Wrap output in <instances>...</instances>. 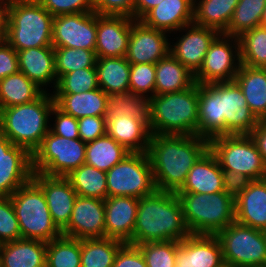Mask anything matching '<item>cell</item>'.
<instances>
[{
    "instance_id": "obj_1",
    "label": "cell",
    "mask_w": 266,
    "mask_h": 267,
    "mask_svg": "<svg viewBox=\"0 0 266 267\" xmlns=\"http://www.w3.org/2000/svg\"><path fill=\"white\" fill-rule=\"evenodd\" d=\"M208 149L209 140L198 135L152 134L146 153L156 189L177 192Z\"/></svg>"
},
{
    "instance_id": "obj_2",
    "label": "cell",
    "mask_w": 266,
    "mask_h": 267,
    "mask_svg": "<svg viewBox=\"0 0 266 267\" xmlns=\"http://www.w3.org/2000/svg\"><path fill=\"white\" fill-rule=\"evenodd\" d=\"M190 232L176 192L156 190L139 198L133 245L157 241H181Z\"/></svg>"
},
{
    "instance_id": "obj_3",
    "label": "cell",
    "mask_w": 266,
    "mask_h": 267,
    "mask_svg": "<svg viewBox=\"0 0 266 267\" xmlns=\"http://www.w3.org/2000/svg\"><path fill=\"white\" fill-rule=\"evenodd\" d=\"M44 91L32 102L0 110V132L31 155L49 132V117L55 105L53 94Z\"/></svg>"
},
{
    "instance_id": "obj_4",
    "label": "cell",
    "mask_w": 266,
    "mask_h": 267,
    "mask_svg": "<svg viewBox=\"0 0 266 267\" xmlns=\"http://www.w3.org/2000/svg\"><path fill=\"white\" fill-rule=\"evenodd\" d=\"M198 84L149 98L151 134L198 135Z\"/></svg>"
},
{
    "instance_id": "obj_5",
    "label": "cell",
    "mask_w": 266,
    "mask_h": 267,
    "mask_svg": "<svg viewBox=\"0 0 266 267\" xmlns=\"http://www.w3.org/2000/svg\"><path fill=\"white\" fill-rule=\"evenodd\" d=\"M54 16L37 0H11L5 20V40L18 52L52 46Z\"/></svg>"
},
{
    "instance_id": "obj_6",
    "label": "cell",
    "mask_w": 266,
    "mask_h": 267,
    "mask_svg": "<svg viewBox=\"0 0 266 267\" xmlns=\"http://www.w3.org/2000/svg\"><path fill=\"white\" fill-rule=\"evenodd\" d=\"M176 194L190 234L216 235L235 221V200L223 191Z\"/></svg>"
},
{
    "instance_id": "obj_7",
    "label": "cell",
    "mask_w": 266,
    "mask_h": 267,
    "mask_svg": "<svg viewBox=\"0 0 266 267\" xmlns=\"http://www.w3.org/2000/svg\"><path fill=\"white\" fill-rule=\"evenodd\" d=\"M10 197L22 238L50 242L62 235L52 221L42 189L32 179Z\"/></svg>"
},
{
    "instance_id": "obj_8",
    "label": "cell",
    "mask_w": 266,
    "mask_h": 267,
    "mask_svg": "<svg viewBox=\"0 0 266 267\" xmlns=\"http://www.w3.org/2000/svg\"><path fill=\"white\" fill-rule=\"evenodd\" d=\"M209 149L222 170L240 172L252 180L266 178V164L250 134L216 136L209 140Z\"/></svg>"
},
{
    "instance_id": "obj_9",
    "label": "cell",
    "mask_w": 266,
    "mask_h": 267,
    "mask_svg": "<svg viewBox=\"0 0 266 267\" xmlns=\"http://www.w3.org/2000/svg\"><path fill=\"white\" fill-rule=\"evenodd\" d=\"M86 143L80 138L68 139L50 130L32 154L33 172L66 177L85 163Z\"/></svg>"
},
{
    "instance_id": "obj_10",
    "label": "cell",
    "mask_w": 266,
    "mask_h": 267,
    "mask_svg": "<svg viewBox=\"0 0 266 267\" xmlns=\"http://www.w3.org/2000/svg\"><path fill=\"white\" fill-rule=\"evenodd\" d=\"M216 236L226 267H266V237L262 230L234 221Z\"/></svg>"
},
{
    "instance_id": "obj_11",
    "label": "cell",
    "mask_w": 266,
    "mask_h": 267,
    "mask_svg": "<svg viewBox=\"0 0 266 267\" xmlns=\"http://www.w3.org/2000/svg\"><path fill=\"white\" fill-rule=\"evenodd\" d=\"M108 197L142 198L157 189L146 152H131L106 172Z\"/></svg>"
},
{
    "instance_id": "obj_12",
    "label": "cell",
    "mask_w": 266,
    "mask_h": 267,
    "mask_svg": "<svg viewBox=\"0 0 266 267\" xmlns=\"http://www.w3.org/2000/svg\"><path fill=\"white\" fill-rule=\"evenodd\" d=\"M231 39H234L233 43L235 44L233 45L235 46L230 44L233 41ZM232 47L235 49V52L232 50ZM235 60L237 62H235ZM240 65L239 37L220 33L211 43L204 57L202 66L194 74L195 82L197 84H204L234 81Z\"/></svg>"
},
{
    "instance_id": "obj_13",
    "label": "cell",
    "mask_w": 266,
    "mask_h": 267,
    "mask_svg": "<svg viewBox=\"0 0 266 267\" xmlns=\"http://www.w3.org/2000/svg\"><path fill=\"white\" fill-rule=\"evenodd\" d=\"M97 13L59 15L53 18L52 46L95 50Z\"/></svg>"
},
{
    "instance_id": "obj_14",
    "label": "cell",
    "mask_w": 266,
    "mask_h": 267,
    "mask_svg": "<svg viewBox=\"0 0 266 267\" xmlns=\"http://www.w3.org/2000/svg\"><path fill=\"white\" fill-rule=\"evenodd\" d=\"M220 107L221 117H225V135L251 134L260 122L235 81L220 82Z\"/></svg>"
},
{
    "instance_id": "obj_15",
    "label": "cell",
    "mask_w": 266,
    "mask_h": 267,
    "mask_svg": "<svg viewBox=\"0 0 266 267\" xmlns=\"http://www.w3.org/2000/svg\"><path fill=\"white\" fill-rule=\"evenodd\" d=\"M63 236L86 239L106 237L104 200L77 196Z\"/></svg>"
},
{
    "instance_id": "obj_16",
    "label": "cell",
    "mask_w": 266,
    "mask_h": 267,
    "mask_svg": "<svg viewBox=\"0 0 266 267\" xmlns=\"http://www.w3.org/2000/svg\"><path fill=\"white\" fill-rule=\"evenodd\" d=\"M166 36V32L134 20L125 58L130 64H156L169 54L170 43Z\"/></svg>"
},
{
    "instance_id": "obj_17",
    "label": "cell",
    "mask_w": 266,
    "mask_h": 267,
    "mask_svg": "<svg viewBox=\"0 0 266 267\" xmlns=\"http://www.w3.org/2000/svg\"><path fill=\"white\" fill-rule=\"evenodd\" d=\"M32 180L42 189L53 223L62 231L69 223L77 193L66 177L33 172Z\"/></svg>"
},
{
    "instance_id": "obj_18",
    "label": "cell",
    "mask_w": 266,
    "mask_h": 267,
    "mask_svg": "<svg viewBox=\"0 0 266 267\" xmlns=\"http://www.w3.org/2000/svg\"><path fill=\"white\" fill-rule=\"evenodd\" d=\"M175 267H226L216 235L190 234L180 241Z\"/></svg>"
},
{
    "instance_id": "obj_19",
    "label": "cell",
    "mask_w": 266,
    "mask_h": 267,
    "mask_svg": "<svg viewBox=\"0 0 266 267\" xmlns=\"http://www.w3.org/2000/svg\"><path fill=\"white\" fill-rule=\"evenodd\" d=\"M133 21L132 17L97 14V58L126 56Z\"/></svg>"
},
{
    "instance_id": "obj_20",
    "label": "cell",
    "mask_w": 266,
    "mask_h": 267,
    "mask_svg": "<svg viewBox=\"0 0 266 267\" xmlns=\"http://www.w3.org/2000/svg\"><path fill=\"white\" fill-rule=\"evenodd\" d=\"M182 30L188 31L173 48L170 45L169 53L195 74L202 66L211 43L220 33L194 23L184 26Z\"/></svg>"
},
{
    "instance_id": "obj_21",
    "label": "cell",
    "mask_w": 266,
    "mask_h": 267,
    "mask_svg": "<svg viewBox=\"0 0 266 267\" xmlns=\"http://www.w3.org/2000/svg\"><path fill=\"white\" fill-rule=\"evenodd\" d=\"M106 237L133 245L139 198L116 196L104 199Z\"/></svg>"
},
{
    "instance_id": "obj_22",
    "label": "cell",
    "mask_w": 266,
    "mask_h": 267,
    "mask_svg": "<svg viewBox=\"0 0 266 267\" xmlns=\"http://www.w3.org/2000/svg\"><path fill=\"white\" fill-rule=\"evenodd\" d=\"M198 136L210 140L225 135V117H221L220 82L198 84Z\"/></svg>"
},
{
    "instance_id": "obj_23",
    "label": "cell",
    "mask_w": 266,
    "mask_h": 267,
    "mask_svg": "<svg viewBox=\"0 0 266 267\" xmlns=\"http://www.w3.org/2000/svg\"><path fill=\"white\" fill-rule=\"evenodd\" d=\"M196 0H163L151 9L141 21L148 27L167 33L181 31L193 23L194 3Z\"/></svg>"
},
{
    "instance_id": "obj_24",
    "label": "cell",
    "mask_w": 266,
    "mask_h": 267,
    "mask_svg": "<svg viewBox=\"0 0 266 267\" xmlns=\"http://www.w3.org/2000/svg\"><path fill=\"white\" fill-rule=\"evenodd\" d=\"M223 191L222 168L208 149L187 174L185 183L176 193L211 194Z\"/></svg>"
},
{
    "instance_id": "obj_25",
    "label": "cell",
    "mask_w": 266,
    "mask_h": 267,
    "mask_svg": "<svg viewBox=\"0 0 266 267\" xmlns=\"http://www.w3.org/2000/svg\"><path fill=\"white\" fill-rule=\"evenodd\" d=\"M235 221L254 229H266V178L253 180L235 200Z\"/></svg>"
},
{
    "instance_id": "obj_26",
    "label": "cell",
    "mask_w": 266,
    "mask_h": 267,
    "mask_svg": "<svg viewBox=\"0 0 266 267\" xmlns=\"http://www.w3.org/2000/svg\"><path fill=\"white\" fill-rule=\"evenodd\" d=\"M106 135L130 152H147L152 134L149 122L122 114L106 117Z\"/></svg>"
},
{
    "instance_id": "obj_27",
    "label": "cell",
    "mask_w": 266,
    "mask_h": 267,
    "mask_svg": "<svg viewBox=\"0 0 266 267\" xmlns=\"http://www.w3.org/2000/svg\"><path fill=\"white\" fill-rule=\"evenodd\" d=\"M19 71L25 74L40 88L58 79L55 72V53L53 46L35 47L17 52ZM55 81V82H52Z\"/></svg>"
},
{
    "instance_id": "obj_28",
    "label": "cell",
    "mask_w": 266,
    "mask_h": 267,
    "mask_svg": "<svg viewBox=\"0 0 266 267\" xmlns=\"http://www.w3.org/2000/svg\"><path fill=\"white\" fill-rule=\"evenodd\" d=\"M55 106L63 113L76 119L86 116H106L107 99L102 89L97 88L81 93H54Z\"/></svg>"
},
{
    "instance_id": "obj_29",
    "label": "cell",
    "mask_w": 266,
    "mask_h": 267,
    "mask_svg": "<svg viewBox=\"0 0 266 267\" xmlns=\"http://www.w3.org/2000/svg\"><path fill=\"white\" fill-rule=\"evenodd\" d=\"M47 242L21 238L0 244V267H46Z\"/></svg>"
},
{
    "instance_id": "obj_30",
    "label": "cell",
    "mask_w": 266,
    "mask_h": 267,
    "mask_svg": "<svg viewBox=\"0 0 266 267\" xmlns=\"http://www.w3.org/2000/svg\"><path fill=\"white\" fill-rule=\"evenodd\" d=\"M234 81L259 121L266 120V68L240 65Z\"/></svg>"
},
{
    "instance_id": "obj_31",
    "label": "cell",
    "mask_w": 266,
    "mask_h": 267,
    "mask_svg": "<svg viewBox=\"0 0 266 267\" xmlns=\"http://www.w3.org/2000/svg\"><path fill=\"white\" fill-rule=\"evenodd\" d=\"M195 83L194 74L170 53L155 64L154 95L187 90Z\"/></svg>"
},
{
    "instance_id": "obj_32",
    "label": "cell",
    "mask_w": 266,
    "mask_h": 267,
    "mask_svg": "<svg viewBox=\"0 0 266 267\" xmlns=\"http://www.w3.org/2000/svg\"><path fill=\"white\" fill-rule=\"evenodd\" d=\"M96 70L99 88L109 96L129 92L131 64L125 57L97 58Z\"/></svg>"
},
{
    "instance_id": "obj_33",
    "label": "cell",
    "mask_w": 266,
    "mask_h": 267,
    "mask_svg": "<svg viewBox=\"0 0 266 267\" xmlns=\"http://www.w3.org/2000/svg\"><path fill=\"white\" fill-rule=\"evenodd\" d=\"M239 0H200L194 3L193 23L224 33ZM197 4V5H196Z\"/></svg>"
},
{
    "instance_id": "obj_34",
    "label": "cell",
    "mask_w": 266,
    "mask_h": 267,
    "mask_svg": "<svg viewBox=\"0 0 266 267\" xmlns=\"http://www.w3.org/2000/svg\"><path fill=\"white\" fill-rule=\"evenodd\" d=\"M44 91L22 72L11 74L0 80V110L32 102Z\"/></svg>"
},
{
    "instance_id": "obj_35",
    "label": "cell",
    "mask_w": 266,
    "mask_h": 267,
    "mask_svg": "<svg viewBox=\"0 0 266 267\" xmlns=\"http://www.w3.org/2000/svg\"><path fill=\"white\" fill-rule=\"evenodd\" d=\"M130 153L112 137L104 135L86 143L85 164L107 172Z\"/></svg>"
},
{
    "instance_id": "obj_36",
    "label": "cell",
    "mask_w": 266,
    "mask_h": 267,
    "mask_svg": "<svg viewBox=\"0 0 266 267\" xmlns=\"http://www.w3.org/2000/svg\"><path fill=\"white\" fill-rule=\"evenodd\" d=\"M124 244L108 237L81 239V267H112Z\"/></svg>"
},
{
    "instance_id": "obj_37",
    "label": "cell",
    "mask_w": 266,
    "mask_h": 267,
    "mask_svg": "<svg viewBox=\"0 0 266 267\" xmlns=\"http://www.w3.org/2000/svg\"><path fill=\"white\" fill-rule=\"evenodd\" d=\"M66 178L70 181L78 196L102 200L108 197L105 171L84 163L67 175Z\"/></svg>"
},
{
    "instance_id": "obj_38",
    "label": "cell",
    "mask_w": 266,
    "mask_h": 267,
    "mask_svg": "<svg viewBox=\"0 0 266 267\" xmlns=\"http://www.w3.org/2000/svg\"><path fill=\"white\" fill-rule=\"evenodd\" d=\"M81 239L61 235L47 242L46 267H81Z\"/></svg>"
},
{
    "instance_id": "obj_39",
    "label": "cell",
    "mask_w": 266,
    "mask_h": 267,
    "mask_svg": "<svg viewBox=\"0 0 266 267\" xmlns=\"http://www.w3.org/2000/svg\"><path fill=\"white\" fill-rule=\"evenodd\" d=\"M266 0H239L227 30L223 33L239 37L244 32L261 26Z\"/></svg>"
},
{
    "instance_id": "obj_40",
    "label": "cell",
    "mask_w": 266,
    "mask_h": 267,
    "mask_svg": "<svg viewBox=\"0 0 266 267\" xmlns=\"http://www.w3.org/2000/svg\"><path fill=\"white\" fill-rule=\"evenodd\" d=\"M32 175V159L0 160V197H10Z\"/></svg>"
},
{
    "instance_id": "obj_41",
    "label": "cell",
    "mask_w": 266,
    "mask_h": 267,
    "mask_svg": "<svg viewBox=\"0 0 266 267\" xmlns=\"http://www.w3.org/2000/svg\"><path fill=\"white\" fill-rule=\"evenodd\" d=\"M122 114L149 122V97L135 93L112 95L107 99L106 117H119Z\"/></svg>"
},
{
    "instance_id": "obj_42",
    "label": "cell",
    "mask_w": 266,
    "mask_h": 267,
    "mask_svg": "<svg viewBox=\"0 0 266 267\" xmlns=\"http://www.w3.org/2000/svg\"><path fill=\"white\" fill-rule=\"evenodd\" d=\"M240 62L248 67H266V27L257 26L239 36Z\"/></svg>"
},
{
    "instance_id": "obj_43",
    "label": "cell",
    "mask_w": 266,
    "mask_h": 267,
    "mask_svg": "<svg viewBox=\"0 0 266 267\" xmlns=\"http://www.w3.org/2000/svg\"><path fill=\"white\" fill-rule=\"evenodd\" d=\"M55 72L59 80L64 74L77 69L96 68L95 50L82 48L54 47Z\"/></svg>"
},
{
    "instance_id": "obj_44",
    "label": "cell",
    "mask_w": 266,
    "mask_h": 267,
    "mask_svg": "<svg viewBox=\"0 0 266 267\" xmlns=\"http://www.w3.org/2000/svg\"><path fill=\"white\" fill-rule=\"evenodd\" d=\"M180 241L146 242L136 245L142 252L147 267H175V255Z\"/></svg>"
},
{
    "instance_id": "obj_45",
    "label": "cell",
    "mask_w": 266,
    "mask_h": 267,
    "mask_svg": "<svg viewBox=\"0 0 266 267\" xmlns=\"http://www.w3.org/2000/svg\"><path fill=\"white\" fill-rule=\"evenodd\" d=\"M99 88L96 68L77 69L64 74L57 82L55 93H81Z\"/></svg>"
},
{
    "instance_id": "obj_46",
    "label": "cell",
    "mask_w": 266,
    "mask_h": 267,
    "mask_svg": "<svg viewBox=\"0 0 266 267\" xmlns=\"http://www.w3.org/2000/svg\"><path fill=\"white\" fill-rule=\"evenodd\" d=\"M129 92L138 95L150 94L149 98L154 96L155 92V64L140 63L131 64L129 76Z\"/></svg>"
},
{
    "instance_id": "obj_47",
    "label": "cell",
    "mask_w": 266,
    "mask_h": 267,
    "mask_svg": "<svg viewBox=\"0 0 266 267\" xmlns=\"http://www.w3.org/2000/svg\"><path fill=\"white\" fill-rule=\"evenodd\" d=\"M21 238L19 221L11 197H0V244Z\"/></svg>"
},
{
    "instance_id": "obj_48",
    "label": "cell",
    "mask_w": 266,
    "mask_h": 267,
    "mask_svg": "<svg viewBox=\"0 0 266 267\" xmlns=\"http://www.w3.org/2000/svg\"><path fill=\"white\" fill-rule=\"evenodd\" d=\"M51 15H67L94 11V0H37Z\"/></svg>"
},
{
    "instance_id": "obj_49",
    "label": "cell",
    "mask_w": 266,
    "mask_h": 267,
    "mask_svg": "<svg viewBox=\"0 0 266 267\" xmlns=\"http://www.w3.org/2000/svg\"><path fill=\"white\" fill-rule=\"evenodd\" d=\"M79 138L91 142L106 135V116H86L78 119Z\"/></svg>"
},
{
    "instance_id": "obj_50",
    "label": "cell",
    "mask_w": 266,
    "mask_h": 267,
    "mask_svg": "<svg viewBox=\"0 0 266 267\" xmlns=\"http://www.w3.org/2000/svg\"><path fill=\"white\" fill-rule=\"evenodd\" d=\"M135 0H94V12L98 15L126 16L134 19Z\"/></svg>"
},
{
    "instance_id": "obj_51",
    "label": "cell",
    "mask_w": 266,
    "mask_h": 267,
    "mask_svg": "<svg viewBox=\"0 0 266 267\" xmlns=\"http://www.w3.org/2000/svg\"><path fill=\"white\" fill-rule=\"evenodd\" d=\"M51 113H53L51 115L55 114L56 116L53 128H49L52 133L68 139L79 138L78 119L63 113L55 105Z\"/></svg>"
},
{
    "instance_id": "obj_52",
    "label": "cell",
    "mask_w": 266,
    "mask_h": 267,
    "mask_svg": "<svg viewBox=\"0 0 266 267\" xmlns=\"http://www.w3.org/2000/svg\"><path fill=\"white\" fill-rule=\"evenodd\" d=\"M223 192L236 200L247 186L253 181L243 173L232 170H222Z\"/></svg>"
},
{
    "instance_id": "obj_53",
    "label": "cell",
    "mask_w": 266,
    "mask_h": 267,
    "mask_svg": "<svg viewBox=\"0 0 266 267\" xmlns=\"http://www.w3.org/2000/svg\"><path fill=\"white\" fill-rule=\"evenodd\" d=\"M112 267H147L141 250L134 245L125 243L117 252Z\"/></svg>"
},
{
    "instance_id": "obj_54",
    "label": "cell",
    "mask_w": 266,
    "mask_h": 267,
    "mask_svg": "<svg viewBox=\"0 0 266 267\" xmlns=\"http://www.w3.org/2000/svg\"><path fill=\"white\" fill-rule=\"evenodd\" d=\"M19 72L17 51L4 39L0 41V80Z\"/></svg>"
},
{
    "instance_id": "obj_55",
    "label": "cell",
    "mask_w": 266,
    "mask_h": 267,
    "mask_svg": "<svg viewBox=\"0 0 266 267\" xmlns=\"http://www.w3.org/2000/svg\"><path fill=\"white\" fill-rule=\"evenodd\" d=\"M32 159V155L23 147L14 145L0 132V160Z\"/></svg>"
},
{
    "instance_id": "obj_56",
    "label": "cell",
    "mask_w": 266,
    "mask_h": 267,
    "mask_svg": "<svg viewBox=\"0 0 266 267\" xmlns=\"http://www.w3.org/2000/svg\"><path fill=\"white\" fill-rule=\"evenodd\" d=\"M250 135L254 139L259 153L266 164V120L260 121Z\"/></svg>"
},
{
    "instance_id": "obj_57",
    "label": "cell",
    "mask_w": 266,
    "mask_h": 267,
    "mask_svg": "<svg viewBox=\"0 0 266 267\" xmlns=\"http://www.w3.org/2000/svg\"><path fill=\"white\" fill-rule=\"evenodd\" d=\"M163 0H135L134 20H141L151 9Z\"/></svg>"
},
{
    "instance_id": "obj_58",
    "label": "cell",
    "mask_w": 266,
    "mask_h": 267,
    "mask_svg": "<svg viewBox=\"0 0 266 267\" xmlns=\"http://www.w3.org/2000/svg\"><path fill=\"white\" fill-rule=\"evenodd\" d=\"M7 12H0V41L5 38V20Z\"/></svg>"
},
{
    "instance_id": "obj_59",
    "label": "cell",
    "mask_w": 266,
    "mask_h": 267,
    "mask_svg": "<svg viewBox=\"0 0 266 267\" xmlns=\"http://www.w3.org/2000/svg\"><path fill=\"white\" fill-rule=\"evenodd\" d=\"M11 0H0V12H7Z\"/></svg>"
},
{
    "instance_id": "obj_60",
    "label": "cell",
    "mask_w": 266,
    "mask_h": 267,
    "mask_svg": "<svg viewBox=\"0 0 266 267\" xmlns=\"http://www.w3.org/2000/svg\"><path fill=\"white\" fill-rule=\"evenodd\" d=\"M261 25L266 27V7L264 8V11L262 14Z\"/></svg>"
}]
</instances>
